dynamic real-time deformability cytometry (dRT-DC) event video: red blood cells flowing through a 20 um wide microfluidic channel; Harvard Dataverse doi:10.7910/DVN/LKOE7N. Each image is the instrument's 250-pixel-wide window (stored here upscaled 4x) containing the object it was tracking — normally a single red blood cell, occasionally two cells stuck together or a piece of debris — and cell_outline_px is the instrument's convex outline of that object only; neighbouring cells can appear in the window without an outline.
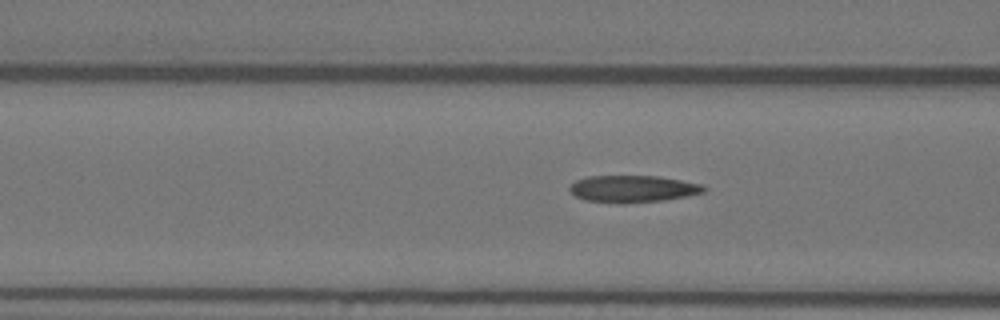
{"species": "Egyptian fruit bat (a non-hibernating species)", "species_latin": "Rousettus aegyptiacus", "temperature_condition": "warm", "stored_images_in_passage": 53, "camera_frame_rate_fps": 3000, "um_per_image_px": 0.085, "animal": {"sex": "female"}, "frame": {"image": 1, "passage_image": 19, "time_ms": 6.0, "image_size_px": [1000, 320], "cell_outline_px": [[708, 188], [704, 192], [688, 196], [664, 200], [624, 204], [616, 204], [584, 200], [576, 196], [568, 188], [576, 180], [588, 176], [660, 176], [704, 184]], "centroid_in_image_um": [53.83, 16.06], "position_along_channel_um": 112.8, "area_um2": 21.44}}
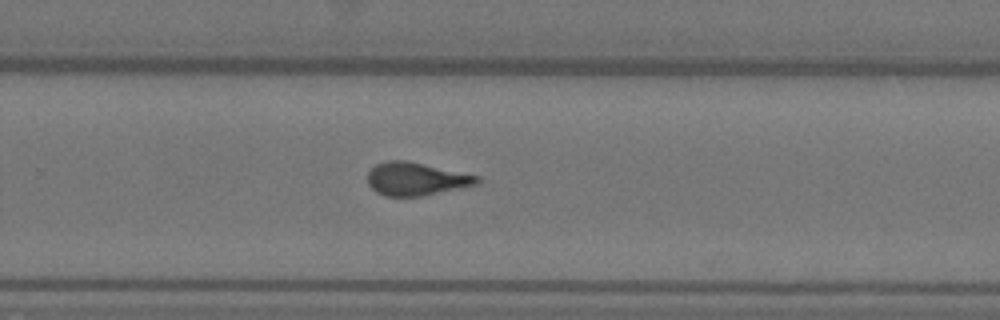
{"frame": {"image": 2, "passage_image": 34, "time_ms": 11.0, "image_size_px": [1000, 320], "cell_outline_px": [[480, 180], [476, 184], [420, 196], [384, 196], [376, 192], [368, 184], [368, 172], [376, 164], [388, 160], [404, 160], [480, 176]], "centroid_in_image_um": [35.32, 15.2], "position_along_channel_um": 294.5, "area_um2": 20.69}}
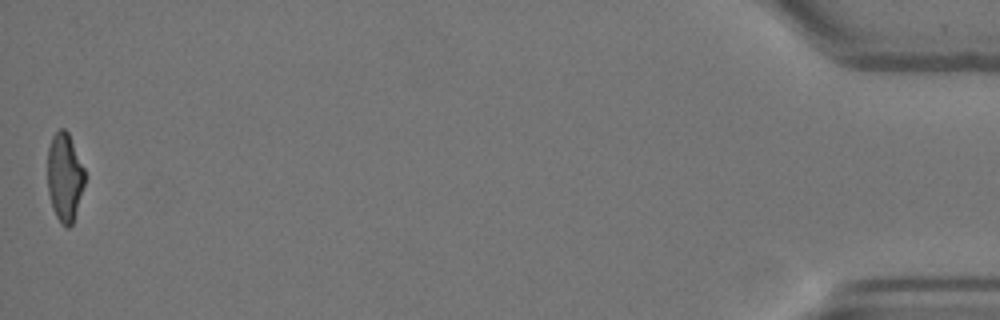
{"frame": {"image": 3, "passage_image": 53, "time_ms": 17.333, "image_size_px": [1000, 320], "cell_outline_px": [[84, 184], [72, 224], [68, 228], [64, 228], [56, 216], [52, 208], [48, 192], [48, 148], [52, 136], [60, 128], [64, 128], [68, 132], [84, 168]], "centroid_in_image_um": [5.48, 15.06], "position_along_channel_um": 429.7, "area_um2": 19.02}, "authors_computed_cell_mechanics": {"area_um2": 21.097, "velocity_mm_per_s": 3.6359, "shape_relaxation_time_tau1_ms": null, "shape_relaxation_time_tau2_ms": 1.6014, "deformation_change_tau1": null, "deformation_change_tau2": 0.1058}}